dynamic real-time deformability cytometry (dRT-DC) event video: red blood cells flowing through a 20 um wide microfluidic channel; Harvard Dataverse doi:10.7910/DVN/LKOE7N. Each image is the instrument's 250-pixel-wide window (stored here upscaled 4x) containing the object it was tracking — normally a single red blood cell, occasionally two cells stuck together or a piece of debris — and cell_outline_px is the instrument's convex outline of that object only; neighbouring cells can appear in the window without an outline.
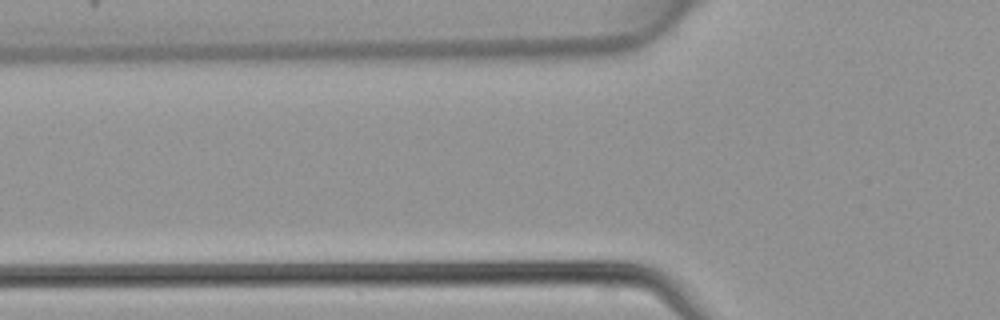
{"species": "common noctule bat (a hibernating species)", "species_latin": "Nyctalus noctula", "temperature_condition": "warm", "stored_images_in_passage": 4, "camera_frame_rate_fps": 3000, "um_per_image_px": 0.085, "animal": {"sex": "female", "body_mass_g": 22.7, "forearm_length_mm": 54.2}, "frame": {"image": 1, "passage_image": 3, "time_ms": 0.667, "image_size_px": [1000, 320], "cell_outline_px": [[628, 264], [624, 272], [500, 272], [476, 260], [624, 260]], "centroid_in_image_um": [47.33, 22.59], "position_along_channel_um": 78.5, "area_um2": 11.96}}